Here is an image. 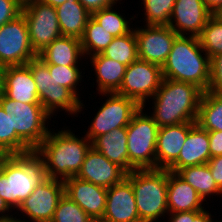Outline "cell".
<instances>
[{
	"instance_id": "cell-1",
	"label": "cell",
	"mask_w": 222,
	"mask_h": 222,
	"mask_svg": "<svg viewBox=\"0 0 222 222\" xmlns=\"http://www.w3.org/2000/svg\"><path fill=\"white\" fill-rule=\"evenodd\" d=\"M203 92L195 84L163 78L151 117L158 127L196 122Z\"/></svg>"
},
{
	"instance_id": "cell-2",
	"label": "cell",
	"mask_w": 222,
	"mask_h": 222,
	"mask_svg": "<svg viewBox=\"0 0 222 222\" xmlns=\"http://www.w3.org/2000/svg\"><path fill=\"white\" fill-rule=\"evenodd\" d=\"M47 178L44 159L36 150L10 154L0 172V196L10 209H18L35 187Z\"/></svg>"
},
{
	"instance_id": "cell-3",
	"label": "cell",
	"mask_w": 222,
	"mask_h": 222,
	"mask_svg": "<svg viewBox=\"0 0 222 222\" xmlns=\"http://www.w3.org/2000/svg\"><path fill=\"white\" fill-rule=\"evenodd\" d=\"M91 147L86 136L80 139L71 130H61L54 134L49 131L35 150L44 159L47 176L64 181L78 174Z\"/></svg>"
},
{
	"instance_id": "cell-4",
	"label": "cell",
	"mask_w": 222,
	"mask_h": 222,
	"mask_svg": "<svg viewBox=\"0 0 222 222\" xmlns=\"http://www.w3.org/2000/svg\"><path fill=\"white\" fill-rule=\"evenodd\" d=\"M198 37L178 35L167 61L162 66L163 78L195 84L203 91L210 85V58L205 53Z\"/></svg>"
},
{
	"instance_id": "cell-5",
	"label": "cell",
	"mask_w": 222,
	"mask_h": 222,
	"mask_svg": "<svg viewBox=\"0 0 222 222\" xmlns=\"http://www.w3.org/2000/svg\"><path fill=\"white\" fill-rule=\"evenodd\" d=\"M126 178L132 184L141 222H156L168 213V169L134 170Z\"/></svg>"
},
{
	"instance_id": "cell-6",
	"label": "cell",
	"mask_w": 222,
	"mask_h": 222,
	"mask_svg": "<svg viewBox=\"0 0 222 222\" xmlns=\"http://www.w3.org/2000/svg\"><path fill=\"white\" fill-rule=\"evenodd\" d=\"M159 127L143 107L127 125L129 163L135 170L156 169V142Z\"/></svg>"
},
{
	"instance_id": "cell-7",
	"label": "cell",
	"mask_w": 222,
	"mask_h": 222,
	"mask_svg": "<svg viewBox=\"0 0 222 222\" xmlns=\"http://www.w3.org/2000/svg\"><path fill=\"white\" fill-rule=\"evenodd\" d=\"M0 105L6 113L11 114L16 134L35 150L48 135L46 119L51 116L41 104H28L8 98L0 90Z\"/></svg>"
},
{
	"instance_id": "cell-8",
	"label": "cell",
	"mask_w": 222,
	"mask_h": 222,
	"mask_svg": "<svg viewBox=\"0 0 222 222\" xmlns=\"http://www.w3.org/2000/svg\"><path fill=\"white\" fill-rule=\"evenodd\" d=\"M32 73L38 91L40 104L51 116L57 108L66 110L71 115L83 108V103L68 88L53 84L48 66L37 56L26 64Z\"/></svg>"
},
{
	"instance_id": "cell-9",
	"label": "cell",
	"mask_w": 222,
	"mask_h": 222,
	"mask_svg": "<svg viewBox=\"0 0 222 222\" xmlns=\"http://www.w3.org/2000/svg\"><path fill=\"white\" fill-rule=\"evenodd\" d=\"M37 56L23 13L0 27V69L26 65Z\"/></svg>"
},
{
	"instance_id": "cell-10",
	"label": "cell",
	"mask_w": 222,
	"mask_h": 222,
	"mask_svg": "<svg viewBox=\"0 0 222 222\" xmlns=\"http://www.w3.org/2000/svg\"><path fill=\"white\" fill-rule=\"evenodd\" d=\"M163 80L162 67L137 59L126 68L119 95L133 99L140 107H145L146 98L153 97Z\"/></svg>"
},
{
	"instance_id": "cell-11",
	"label": "cell",
	"mask_w": 222,
	"mask_h": 222,
	"mask_svg": "<svg viewBox=\"0 0 222 222\" xmlns=\"http://www.w3.org/2000/svg\"><path fill=\"white\" fill-rule=\"evenodd\" d=\"M30 42L33 50L39 54L55 39L62 36L57 12L54 7L40 1L22 7Z\"/></svg>"
},
{
	"instance_id": "cell-12",
	"label": "cell",
	"mask_w": 222,
	"mask_h": 222,
	"mask_svg": "<svg viewBox=\"0 0 222 222\" xmlns=\"http://www.w3.org/2000/svg\"><path fill=\"white\" fill-rule=\"evenodd\" d=\"M101 94L110 97L103 103L87 131L86 137L91 142L99 135L109 133L113 129L127 127L132 116L140 109L133 99L116 92Z\"/></svg>"
},
{
	"instance_id": "cell-13",
	"label": "cell",
	"mask_w": 222,
	"mask_h": 222,
	"mask_svg": "<svg viewBox=\"0 0 222 222\" xmlns=\"http://www.w3.org/2000/svg\"><path fill=\"white\" fill-rule=\"evenodd\" d=\"M64 194V181L48 177L22 201L18 210L27 214L32 222H51L58 202Z\"/></svg>"
},
{
	"instance_id": "cell-14",
	"label": "cell",
	"mask_w": 222,
	"mask_h": 222,
	"mask_svg": "<svg viewBox=\"0 0 222 222\" xmlns=\"http://www.w3.org/2000/svg\"><path fill=\"white\" fill-rule=\"evenodd\" d=\"M137 39L138 59L163 66L178 36L168 25H146L134 30Z\"/></svg>"
},
{
	"instance_id": "cell-15",
	"label": "cell",
	"mask_w": 222,
	"mask_h": 222,
	"mask_svg": "<svg viewBox=\"0 0 222 222\" xmlns=\"http://www.w3.org/2000/svg\"><path fill=\"white\" fill-rule=\"evenodd\" d=\"M212 15L203 0H176L168 26L180 36L189 32L190 36L199 37Z\"/></svg>"
},
{
	"instance_id": "cell-16",
	"label": "cell",
	"mask_w": 222,
	"mask_h": 222,
	"mask_svg": "<svg viewBox=\"0 0 222 222\" xmlns=\"http://www.w3.org/2000/svg\"><path fill=\"white\" fill-rule=\"evenodd\" d=\"M102 222H141L131 182L125 177L107 188Z\"/></svg>"
},
{
	"instance_id": "cell-17",
	"label": "cell",
	"mask_w": 222,
	"mask_h": 222,
	"mask_svg": "<svg viewBox=\"0 0 222 222\" xmlns=\"http://www.w3.org/2000/svg\"><path fill=\"white\" fill-rule=\"evenodd\" d=\"M65 194L76 202L92 220H102L106 205L107 188L79 179L64 180Z\"/></svg>"
},
{
	"instance_id": "cell-18",
	"label": "cell",
	"mask_w": 222,
	"mask_h": 222,
	"mask_svg": "<svg viewBox=\"0 0 222 222\" xmlns=\"http://www.w3.org/2000/svg\"><path fill=\"white\" fill-rule=\"evenodd\" d=\"M0 90L15 101L40 104L36 83L27 65L0 69Z\"/></svg>"
},
{
	"instance_id": "cell-19",
	"label": "cell",
	"mask_w": 222,
	"mask_h": 222,
	"mask_svg": "<svg viewBox=\"0 0 222 222\" xmlns=\"http://www.w3.org/2000/svg\"><path fill=\"white\" fill-rule=\"evenodd\" d=\"M126 174L120 166L112 163L91 147L76 177L104 188H110L114 184L120 183Z\"/></svg>"
},
{
	"instance_id": "cell-20",
	"label": "cell",
	"mask_w": 222,
	"mask_h": 222,
	"mask_svg": "<svg viewBox=\"0 0 222 222\" xmlns=\"http://www.w3.org/2000/svg\"><path fill=\"white\" fill-rule=\"evenodd\" d=\"M196 122L159 127L156 142V169H168L177 159L189 129Z\"/></svg>"
},
{
	"instance_id": "cell-21",
	"label": "cell",
	"mask_w": 222,
	"mask_h": 222,
	"mask_svg": "<svg viewBox=\"0 0 222 222\" xmlns=\"http://www.w3.org/2000/svg\"><path fill=\"white\" fill-rule=\"evenodd\" d=\"M210 158L209 133L195 123L189 129L178 159L168 170L177 173L184 167L207 164Z\"/></svg>"
},
{
	"instance_id": "cell-22",
	"label": "cell",
	"mask_w": 222,
	"mask_h": 222,
	"mask_svg": "<svg viewBox=\"0 0 222 222\" xmlns=\"http://www.w3.org/2000/svg\"><path fill=\"white\" fill-rule=\"evenodd\" d=\"M168 213L203 211L204 201L197 191L177 173L168 170L167 187Z\"/></svg>"
},
{
	"instance_id": "cell-23",
	"label": "cell",
	"mask_w": 222,
	"mask_h": 222,
	"mask_svg": "<svg viewBox=\"0 0 222 222\" xmlns=\"http://www.w3.org/2000/svg\"><path fill=\"white\" fill-rule=\"evenodd\" d=\"M92 147L109 161L120 166L126 173L135 170L129 163L127 127H120L99 135L92 141Z\"/></svg>"
},
{
	"instance_id": "cell-24",
	"label": "cell",
	"mask_w": 222,
	"mask_h": 222,
	"mask_svg": "<svg viewBox=\"0 0 222 222\" xmlns=\"http://www.w3.org/2000/svg\"><path fill=\"white\" fill-rule=\"evenodd\" d=\"M84 56L81 40L75 37L61 36L50 43L38 57L46 65L77 66L78 59Z\"/></svg>"
},
{
	"instance_id": "cell-25",
	"label": "cell",
	"mask_w": 222,
	"mask_h": 222,
	"mask_svg": "<svg viewBox=\"0 0 222 222\" xmlns=\"http://www.w3.org/2000/svg\"><path fill=\"white\" fill-rule=\"evenodd\" d=\"M55 9L62 36L81 39L91 13L79 0H67Z\"/></svg>"
},
{
	"instance_id": "cell-26",
	"label": "cell",
	"mask_w": 222,
	"mask_h": 222,
	"mask_svg": "<svg viewBox=\"0 0 222 222\" xmlns=\"http://www.w3.org/2000/svg\"><path fill=\"white\" fill-rule=\"evenodd\" d=\"M97 76L98 91L113 93L120 89L127 66L101 54L90 56Z\"/></svg>"
},
{
	"instance_id": "cell-27",
	"label": "cell",
	"mask_w": 222,
	"mask_h": 222,
	"mask_svg": "<svg viewBox=\"0 0 222 222\" xmlns=\"http://www.w3.org/2000/svg\"><path fill=\"white\" fill-rule=\"evenodd\" d=\"M196 123L207 131H222V95L203 92Z\"/></svg>"
},
{
	"instance_id": "cell-28",
	"label": "cell",
	"mask_w": 222,
	"mask_h": 222,
	"mask_svg": "<svg viewBox=\"0 0 222 222\" xmlns=\"http://www.w3.org/2000/svg\"><path fill=\"white\" fill-rule=\"evenodd\" d=\"M177 174L190 184L203 200L212 194H222L212 177L208 164L184 167Z\"/></svg>"
},
{
	"instance_id": "cell-29",
	"label": "cell",
	"mask_w": 222,
	"mask_h": 222,
	"mask_svg": "<svg viewBox=\"0 0 222 222\" xmlns=\"http://www.w3.org/2000/svg\"><path fill=\"white\" fill-rule=\"evenodd\" d=\"M102 54L126 66L136 61L138 49L134 29L123 36L114 37Z\"/></svg>"
},
{
	"instance_id": "cell-30",
	"label": "cell",
	"mask_w": 222,
	"mask_h": 222,
	"mask_svg": "<svg viewBox=\"0 0 222 222\" xmlns=\"http://www.w3.org/2000/svg\"><path fill=\"white\" fill-rule=\"evenodd\" d=\"M113 39L114 37L109 34L107 30L90 17L86 24L84 34L80 39L83 55L88 54L94 56L101 54Z\"/></svg>"
},
{
	"instance_id": "cell-31",
	"label": "cell",
	"mask_w": 222,
	"mask_h": 222,
	"mask_svg": "<svg viewBox=\"0 0 222 222\" xmlns=\"http://www.w3.org/2000/svg\"><path fill=\"white\" fill-rule=\"evenodd\" d=\"M0 148L9 154H20L32 149L16 134L11 114L6 113L0 105Z\"/></svg>"
},
{
	"instance_id": "cell-32",
	"label": "cell",
	"mask_w": 222,
	"mask_h": 222,
	"mask_svg": "<svg viewBox=\"0 0 222 222\" xmlns=\"http://www.w3.org/2000/svg\"><path fill=\"white\" fill-rule=\"evenodd\" d=\"M112 8L113 5L94 11L91 13V17L113 37L129 33L132 30L128 25L129 21L125 20L119 13L113 11Z\"/></svg>"
},
{
	"instance_id": "cell-33",
	"label": "cell",
	"mask_w": 222,
	"mask_h": 222,
	"mask_svg": "<svg viewBox=\"0 0 222 222\" xmlns=\"http://www.w3.org/2000/svg\"><path fill=\"white\" fill-rule=\"evenodd\" d=\"M198 38L210 59L222 53V22L212 15Z\"/></svg>"
},
{
	"instance_id": "cell-34",
	"label": "cell",
	"mask_w": 222,
	"mask_h": 222,
	"mask_svg": "<svg viewBox=\"0 0 222 222\" xmlns=\"http://www.w3.org/2000/svg\"><path fill=\"white\" fill-rule=\"evenodd\" d=\"M147 25H168L176 0H142Z\"/></svg>"
},
{
	"instance_id": "cell-35",
	"label": "cell",
	"mask_w": 222,
	"mask_h": 222,
	"mask_svg": "<svg viewBox=\"0 0 222 222\" xmlns=\"http://www.w3.org/2000/svg\"><path fill=\"white\" fill-rule=\"evenodd\" d=\"M87 213L66 194L59 200L51 222H89Z\"/></svg>"
},
{
	"instance_id": "cell-36",
	"label": "cell",
	"mask_w": 222,
	"mask_h": 222,
	"mask_svg": "<svg viewBox=\"0 0 222 222\" xmlns=\"http://www.w3.org/2000/svg\"><path fill=\"white\" fill-rule=\"evenodd\" d=\"M49 73L54 81L53 84H58L68 88L77 98L76 86L81 79V73L78 66H60L47 65Z\"/></svg>"
},
{
	"instance_id": "cell-37",
	"label": "cell",
	"mask_w": 222,
	"mask_h": 222,
	"mask_svg": "<svg viewBox=\"0 0 222 222\" xmlns=\"http://www.w3.org/2000/svg\"><path fill=\"white\" fill-rule=\"evenodd\" d=\"M210 85L208 91L222 95V53L210 59Z\"/></svg>"
},
{
	"instance_id": "cell-38",
	"label": "cell",
	"mask_w": 222,
	"mask_h": 222,
	"mask_svg": "<svg viewBox=\"0 0 222 222\" xmlns=\"http://www.w3.org/2000/svg\"><path fill=\"white\" fill-rule=\"evenodd\" d=\"M22 13V6L17 0H0V27Z\"/></svg>"
},
{
	"instance_id": "cell-39",
	"label": "cell",
	"mask_w": 222,
	"mask_h": 222,
	"mask_svg": "<svg viewBox=\"0 0 222 222\" xmlns=\"http://www.w3.org/2000/svg\"><path fill=\"white\" fill-rule=\"evenodd\" d=\"M211 158L222 155V131H208Z\"/></svg>"
},
{
	"instance_id": "cell-40",
	"label": "cell",
	"mask_w": 222,
	"mask_h": 222,
	"mask_svg": "<svg viewBox=\"0 0 222 222\" xmlns=\"http://www.w3.org/2000/svg\"><path fill=\"white\" fill-rule=\"evenodd\" d=\"M207 164L218 188L222 191V155L210 158Z\"/></svg>"
},
{
	"instance_id": "cell-41",
	"label": "cell",
	"mask_w": 222,
	"mask_h": 222,
	"mask_svg": "<svg viewBox=\"0 0 222 222\" xmlns=\"http://www.w3.org/2000/svg\"><path fill=\"white\" fill-rule=\"evenodd\" d=\"M118 0H79V2L90 12L115 5Z\"/></svg>"
},
{
	"instance_id": "cell-42",
	"label": "cell",
	"mask_w": 222,
	"mask_h": 222,
	"mask_svg": "<svg viewBox=\"0 0 222 222\" xmlns=\"http://www.w3.org/2000/svg\"><path fill=\"white\" fill-rule=\"evenodd\" d=\"M201 211H184L170 213L169 218L170 222H191Z\"/></svg>"
},
{
	"instance_id": "cell-43",
	"label": "cell",
	"mask_w": 222,
	"mask_h": 222,
	"mask_svg": "<svg viewBox=\"0 0 222 222\" xmlns=\"http://www.w3.org/2000/svg\"><path fill=\"white\" fill-rule=\"evenodd\" d=\"M191 222H213L211 214H209L205 209L201 211Z\"/></svg>"
},
{
	"instance_id": "cell-44",
	"label": "cell",
	"mask_w": 222,
	"mask_h": 222,
	"mask_svg": "<svg viewBox=\"0 0 222 222\" xmlns=\"http://www.w3.org/2000/svg\"><path fill=\"white\" fill-rule=\"evenodd\" d=\"M203 1L212 13L222 5V0H203Z\"/></svg>"
},
{
	"instance_id": "cell-45",
	"label": "cell",
	"mask_w": 222,
	"mask_h": 222,
	"mask_svg": "<svg viewBox=\"0 0 222 222\" xmlns=\"http://www.w3.org/2000/svg\"><path fill=\"white\" fill-rule=\"evenodd\" d=\"M9 156L10 154L7 151L0 148V172L2 171L3 165Z\"/></svg>"
},
{
	"instance_id": "cell-46",
	"label": "cell",
	"mask_w": 222,
	"mask_h": 222,
	"mask_svg": "<svg viewBox=\"0 0 222 222\" xmlns=\"http://www.w3.org/2000/svg\"><path fill=\"white\" fill-rule=\"evenodd\" d=\"M38 1L49 4L52 7L56 8L59 5H62L63 3H65L67 0H38Z\"/></svg>"
},
{
	"instance_id": "cell-47",
	"label": "cell",
	"mask_w": 222,
	"mask_h": 222,
	"mask_svg": "<svg viewBox=\"0 0 222 222\" xmlns=\"http://www.w3.org/2000/svg\"><path fill=\"white\" fill-rule=\"evenodd\" d=\"M0 222H25V221H21V220H19V219H16V218H13V217H11V215L9 216V215H3V216H1L0 215Z\"/></svg>"
},
{
	"instance_id": "cell-48",
	"label": "cell",
	"mask_w": 222,
	"mask_h": 222,
	"mask_svg": "<svg viewBox=\"0 0 222 222\" xmlns=\"http://www.w3.org/2000/svg\"><path fill=\"white\" fill-rule=\"evenodd\" d=\"M9 206L7 203L4 201V199L0 196V213L4 214V212L8 211L9 212Z\"/></svg>"
},
{
	"instance_id": "cell-49",
	"label": "cell",
	"mask_w": 222,
	"mask_h": 222,
	"mask_svg": "<svg viewBox=\"0 0 222 222\" xmlns=\"http://www.w3.org/2000/svg\"><path fill=\"white\" fill-rule=\"evenodd\" d=\"M213 16L222 22V5L213 12Z\"/></svg>"
},
{
	"instance_id": "cell-50",
	"label": "cell",
	"mask_w": 222,
	"mask_h": 222,
	"mask_svg": "<svg viewBox=\"0 0 222 222\" xmlns=\"http://www.w3.org/2000/svg\"><path fill=\"white\" fill-rule=\"evenodd\" d=\"M36 1H38V0H17V2H18L22 7L28 5V4L32 3V2H36Z\"/></svg>"
},
{
	"instance_id": "cell-51",
	"label": "cell",
	"mask_w": 222,
	"mask_h": 222,
	"mask_svg": "<svg viewBox=\"0 0 222 222\" xmlns=\"http://www.w3.org/2000/svg\"><path fill=\"white\" fill-rule=\"evenodd\" d=\"M89 222H102L101 220H90Z\"/></svg>"
}]
</instances>
